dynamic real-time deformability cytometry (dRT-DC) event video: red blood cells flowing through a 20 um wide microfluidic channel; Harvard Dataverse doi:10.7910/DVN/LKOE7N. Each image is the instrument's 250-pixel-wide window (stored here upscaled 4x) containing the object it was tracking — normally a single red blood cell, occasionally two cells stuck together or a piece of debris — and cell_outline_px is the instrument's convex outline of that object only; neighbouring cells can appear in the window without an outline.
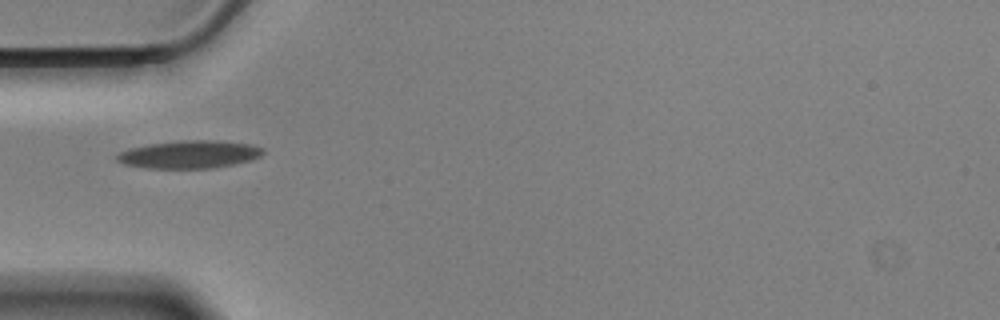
{"species": "Egyptian fruit bat (a non-hibernating species)", "species_latin": "Rousettus aegyptiacus", "temperature_condition": "cold", "stored_images_in_passage": 5, "camera_frame_rate_fps": 3000, "um_per_image_px": 0.085, "animal": {"sex": "male"}, "frame": {"image": 1, "passage_image": 1, "time_ms": 0.0, "image_size_px": [1000, 320], "cell_outline_px": [[264, 152], [260, 156], [252, 160], [236, 164], [212, 168], [144, 168], [124, 164], [116, 160], [116, 156], [120, 152], [132, 148], [148, 144], [180, 140], [212, 140], [252, 144], [264, 148]], "centroid_in_image_um": [16.13, 13.12], "position_along_channel_um": 68.9, "area_um2": 23.76}}